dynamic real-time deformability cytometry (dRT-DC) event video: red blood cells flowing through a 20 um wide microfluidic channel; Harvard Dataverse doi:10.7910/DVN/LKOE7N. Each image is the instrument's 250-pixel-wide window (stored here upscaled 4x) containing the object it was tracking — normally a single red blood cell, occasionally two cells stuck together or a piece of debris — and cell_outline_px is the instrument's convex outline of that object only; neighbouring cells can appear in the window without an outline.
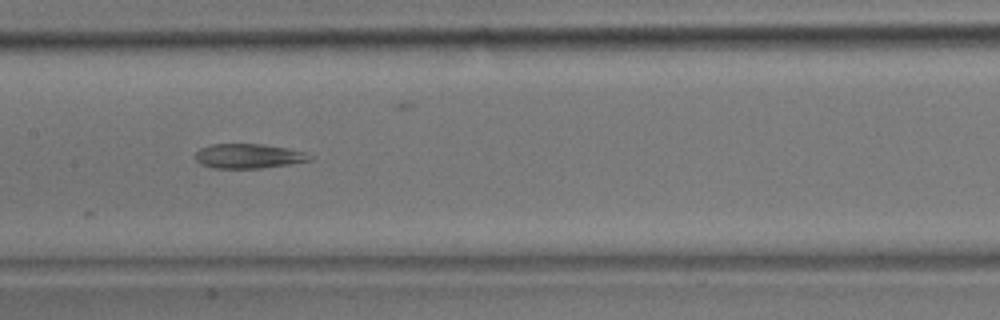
{"species": "common noctule bat (a hibernating species)", "species_latin": "Nyctalus noctula", "temperature_condition": "room temperature", "stored_images_in_passage": 47, "segment_of_instrument_passage": [2, 2], "camera_frame_rate_fps": 3000, "um_per_image_px": 0.085, "animal": {"sex": "male", "body_mass_g": 17.9}, "frame": {"image": 1, "passage_image": 23, "time_ms": 7.333, "image_size_px": [1000, 320], "cell_outline_px": [[312, 160], [288, 164], [260, 168], [212, 168], [200, 164], [196, 160], [196, 152], [200, 148], [212, 144], [264, 144], [288, 148], [308, 152], [312, 156]], "centroid_in_image_um": [21.14, 13.26], "position_along_channel_um": 186.3, "area_um2": 16.47}}
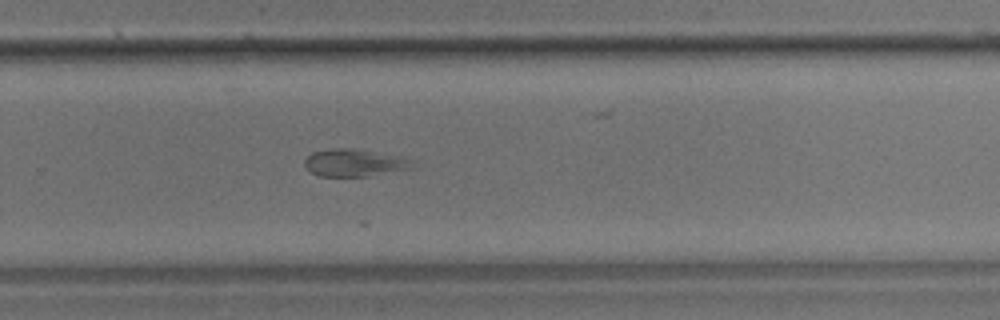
{"frame": {"image": 2, "passage_image": 31, "time_ms": 10.0, "image_size_px": [1000, 320], "cell_outline_px": [[416, 168], [368, 176], [320, 176], [312, 172], [304, 164], [304, 160], [312, 152], [332, 148], [356, 148], [408, 160]], "centroid_in_image_um": [30.06, 13.84], "position_along_channel_um": 299.7, "area_um2": 16.76}}
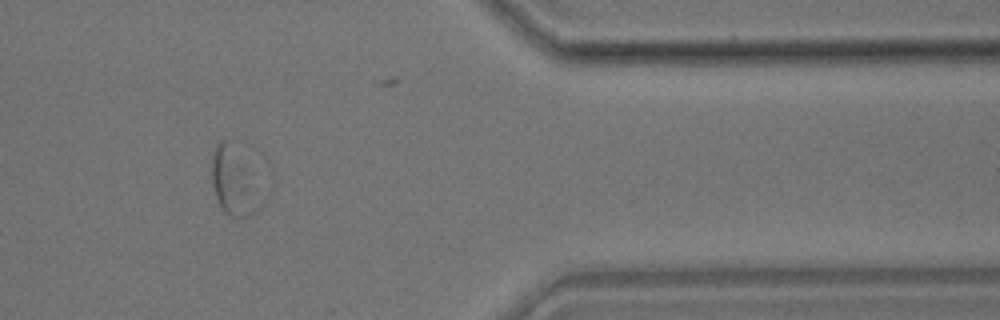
{"frame": {"image": 3, "passage_image": 39, "time_ms": 12.667, "image_size_px": [1000, 320], "cell_outline_px": [[256, 208], [248, 216], [232, 216], [224, 212], [216, 196], [212, 184], [212, 152], [216, 144], [224, 136], [232, 140], [244, 168]], "centroid_in_image_um": [19.63, 15.32], "position_along_channel_um": 391.8, "area_um2": 16.88}}